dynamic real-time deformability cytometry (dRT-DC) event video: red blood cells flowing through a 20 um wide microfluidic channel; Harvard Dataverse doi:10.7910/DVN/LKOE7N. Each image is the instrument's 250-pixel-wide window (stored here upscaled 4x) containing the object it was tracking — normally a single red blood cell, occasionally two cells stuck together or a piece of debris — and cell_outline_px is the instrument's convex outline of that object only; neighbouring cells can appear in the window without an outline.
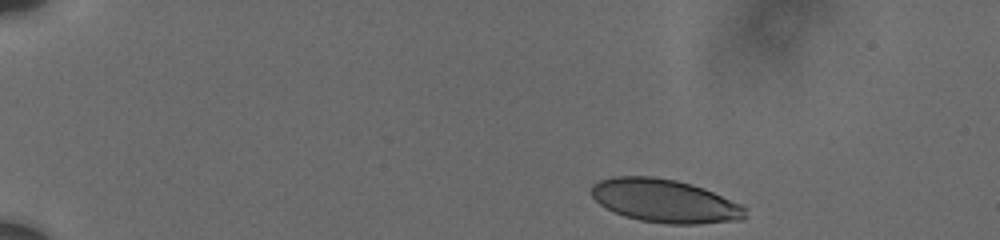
{"species": "human", "species_latin": "Homo sapiens", "temperature_condition": "cold", "stored_images_in_passage": 60, "camera_frame_rate_fps": 3000, "um_per_image_px": 0.085, "donor": {"sex": "male"}, "frame": {"image": 1, "passage_image": 1, "time_ms": 0.0, "image_size_px": [1000, 240], "cell_outline_px": [[748, 208], [744, 220], [696, 224], [668, 224], [640, 220], [624, 216], [600, 204], [592, 196], [592, 184], [600, 180], [612, 176], [652, 176], [676, 180], [692, 184], [704, 188], [740, 204]], "centroid_in_image_um": [56.54, 17.07], "position_along_channel_um": 28.5, "area_um2": 38.84}}
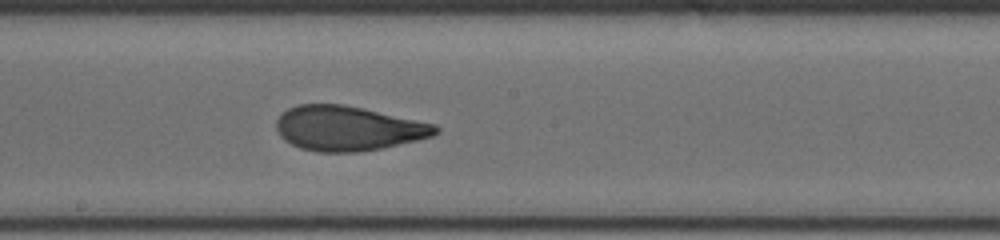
{"frame": {"image": 2, "passage_image": 32, "time_ms": 8.0, "image_size_px": [1000, 240], "cell_outline_px": [[440, 132], [432, 136], [416, 140], [380, 148], [356, 152], [316, 152], [300, 148], [284, 140], [276, 132], [276, 120], [288, 108], [300, 104], [340, 104], [364, 108], [436, 124], [440, 128]], "centroid_in_image_um": [29.57, 10.91], "position_along_channel_um": 218.6, "area_um2": 41.44}}
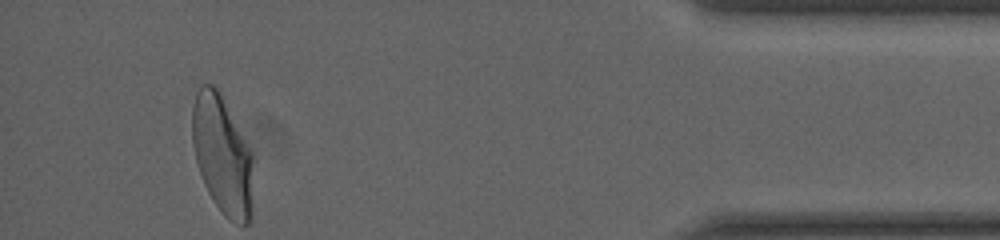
{"frame": {"image": 3, "passage_image": 59, "time_ms": 14.667, "image_size_px": [1000, 240], "cell_outline_px": [[252, 212], [248, 224], [236, 224], [228, 220], [224, 216], [212, 200], [204, 184], [196, 160], [192, 144], [192, 108], [196, 92], [200, 84], [212, 84], [220, 92], [252, 152]], "centroid_in_image_um": [18.89, 13.19], "position_along_channel_um": 416.3, "area_um2": 42.31}, "authors_computed_cell_mechanics": {"area_um2": 41.0958, "velocity_mm_per_s": 3.7007, "shape_relaxation_time_tau1_ms": 5.5673, "shape_relaxation_time_tau2_ms": 0.9456, "deformation_change_tau1": 0.1828, "deformation_change_tau2": 0.0621}}